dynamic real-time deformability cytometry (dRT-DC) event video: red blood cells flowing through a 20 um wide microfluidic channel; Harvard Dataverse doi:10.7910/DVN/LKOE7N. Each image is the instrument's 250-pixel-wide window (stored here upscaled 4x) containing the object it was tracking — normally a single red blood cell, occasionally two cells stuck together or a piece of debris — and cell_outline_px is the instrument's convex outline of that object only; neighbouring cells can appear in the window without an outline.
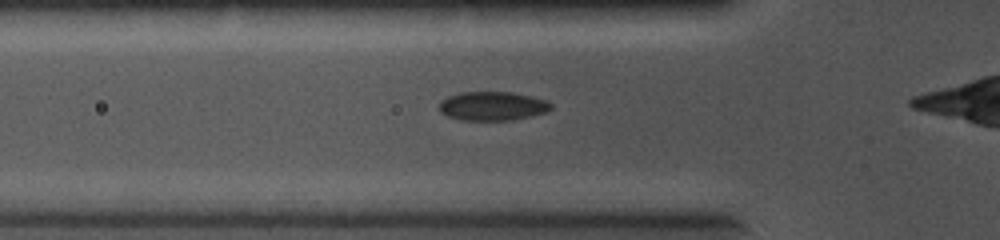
{"species": "common noctule bat (a hibernating species)", "species_latin": "Nyctalus noctula", "temperature_condition": "cold", "stored_images_in_passage": 29, "camera_frame_rate_fps": 5000, "um_per_image_px": 0.085, "animal": {"sex": "female", "body_mass_g": 19.0, "forearm_length_mm": 56.7}, "frame": {"image": 1, "passage_image": 7, "time_ms": 1.2, "image_size_px": [1000, 240], "cell_outline_px": [[552, 108], [548, 112], [512, 120], [460, 120], [448, 116], [440, 112], [440, 100], [448, 96], [460, 92], [512, 92], [532, 96], [548, 100], [552, 104]], "centroid_in_image_um": [41.89, 9.01], "position_along_channel_um": 83.9, "area_um2": 19.02}}
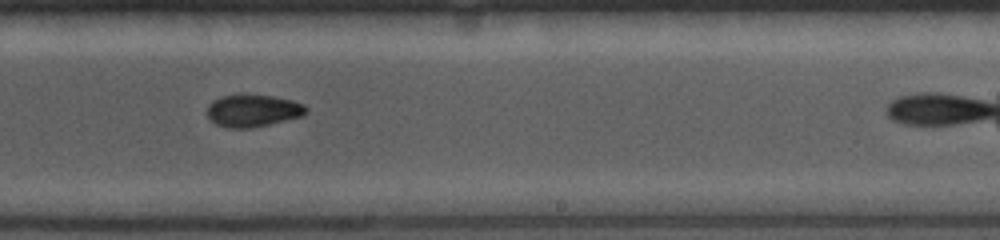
{"frame": {"image": 2, "passage_image": 16, "time_ms": 3.0, "image_size_px": [1000, 240], "cell_outline_px": [[308, 112], [304, 116], [252, 128], [228, 128], [216, 124], [208, 120], [208, 104], [212, 100], [220, 96], [244, 92], [272, 96], [292, 100], [304, 104], [308, 108]], "centroid_in_image_um": [21.49, 9.38], "position_along_channel_um": 267.5, "area_um2": 19.31}}
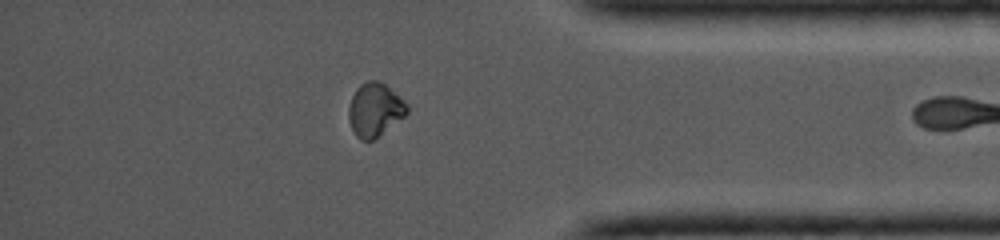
{"frame": {"image": 3, "passage_image": 28, "time_ms": 5.4, "image_size_px": [1000, 240], "cell_outline_px": [[408, 112], [404, 116], [372, 140], [360, 140], [356, 136], [348, 120], [348, 108], [352, 96], [356, 88], [360, 84], [368, 80], [376, 80], [384, 84], [408, 108]], "centroid_in_image_um": [31.79, 9.33], "position_along_channel_um": 403.4, "area_um2": 17.57}}